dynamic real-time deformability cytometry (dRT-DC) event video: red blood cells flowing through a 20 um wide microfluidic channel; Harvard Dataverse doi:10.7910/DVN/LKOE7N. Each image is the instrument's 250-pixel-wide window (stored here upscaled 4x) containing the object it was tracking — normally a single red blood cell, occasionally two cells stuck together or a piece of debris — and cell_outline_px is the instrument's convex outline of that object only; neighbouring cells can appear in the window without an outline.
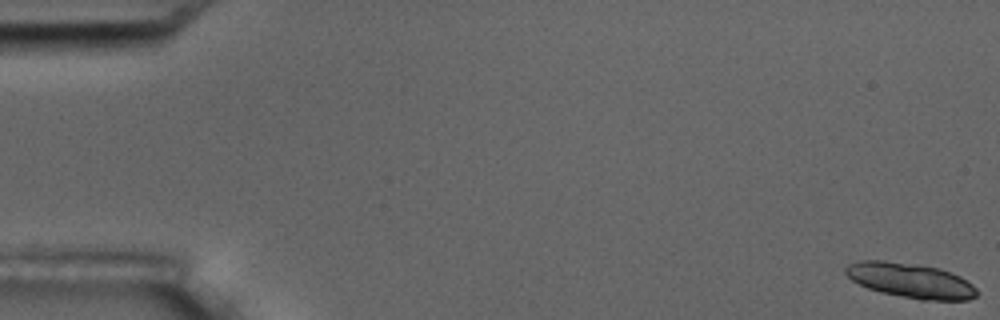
{"species": "common noctule bat (a hibernating species)", "species_latin": "Nyctalus noctula", "temperature_condition": "room temperature", "stored_images_in_passage": 6, "segment_of_instrument_passage": [1, 2], "camera_frame_rate_fps": 3000, "um_per_image_px": 0.085, "animal": {"sex": "male", "body_mass_g": 17.5, "forearm_length_mm": 52.3}, "frame": {"image": 1, "passage_image": 1, "time_ms": 0.0, "image_size_px": [1000, 320], "cell_outline_px": [[980, 292], [976, 296], [968, 300], [920, 300], [880, 292], [868, 288], [852, 280], [844, 272], [844, 268], [848, 264], [860, 260], [884, 260], [916, 264], [940, 268], [960, 276], [972, 284]], "centroid_in_image_um": [77.4, 23.84], "position_along_channel_um": 7.6, "area_um2": 26.82}}